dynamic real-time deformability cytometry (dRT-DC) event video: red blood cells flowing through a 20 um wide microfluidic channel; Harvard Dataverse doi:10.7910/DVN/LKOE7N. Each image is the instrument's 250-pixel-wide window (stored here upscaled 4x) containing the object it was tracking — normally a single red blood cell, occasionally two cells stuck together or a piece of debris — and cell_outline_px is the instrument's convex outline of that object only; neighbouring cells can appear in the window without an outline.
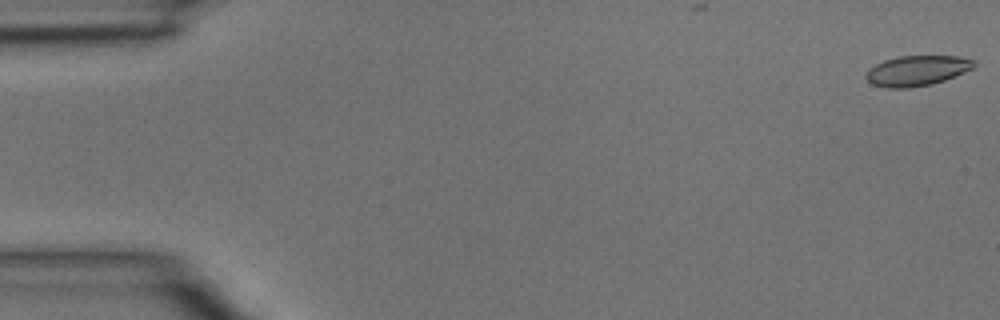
{"species": "common noctule bat (a hibernating species)", "species_latin": "Nyctalus noctula", "temperature_condition": "room temperature", "stored_images_in_passage": 6, "camera_frame_rate_fps": 3000, "um_per_image_px": 0.085, "animal": {"sex": "male", "body_mass_g": 15.6}, "frame": {"image": 1, "passage_image": 1, "time_ms": 0.0, "image_size_px": [1000, 320], "cell_outline_px": [[976, 64], [972, 68], [964, 72], [944, 80], [932, 84], [908, 88], [888, 88], [872, 84], [864, 76], [868, 68], [884, 60], [900, 56], [956, 56], [972, 60]], "centroid_in_image_um": [77.89, 6.01], "position_along_channel_um": 7.1, "area_um2": 18.9}}